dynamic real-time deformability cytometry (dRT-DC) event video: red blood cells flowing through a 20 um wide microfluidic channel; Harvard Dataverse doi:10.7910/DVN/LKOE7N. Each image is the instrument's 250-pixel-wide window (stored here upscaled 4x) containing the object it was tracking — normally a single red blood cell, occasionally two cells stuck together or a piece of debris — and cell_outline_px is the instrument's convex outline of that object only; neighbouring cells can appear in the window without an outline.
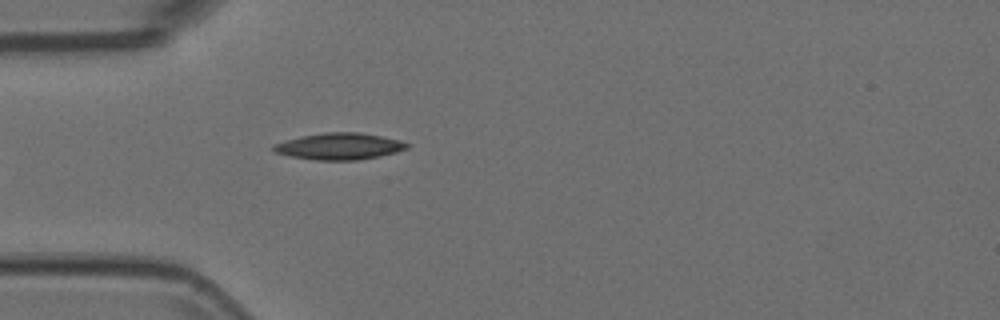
{"species": "Egyptian fruit bat (a non-hibernating species)", "species_latin": "Rousettus aegyptiacus", "temperature_condition": "room temperature", "stored_images_in_passage": 24, "camera_frame_rate_fps": 3000, "um_per_image_px": 0.085, "animal": {"sex": "female"}, "frame": {"image": 1, "passage_image": 1, "time_ms": 0.0, "image_size_px": [1000, 320], "cell_outline_px": [[408, 148], [396, 152], [380, 156], [356, 160], [316, 160], [292, 156], [276, 152], [272, 148], [272, 144], [300, 136], [324, 132], [360, 132], [400, 140], [408, 144]], "centroid_in_image_um": [28.84, 12.43], "position_along_channel_um": 56.2, "area_um2": 20.58}}